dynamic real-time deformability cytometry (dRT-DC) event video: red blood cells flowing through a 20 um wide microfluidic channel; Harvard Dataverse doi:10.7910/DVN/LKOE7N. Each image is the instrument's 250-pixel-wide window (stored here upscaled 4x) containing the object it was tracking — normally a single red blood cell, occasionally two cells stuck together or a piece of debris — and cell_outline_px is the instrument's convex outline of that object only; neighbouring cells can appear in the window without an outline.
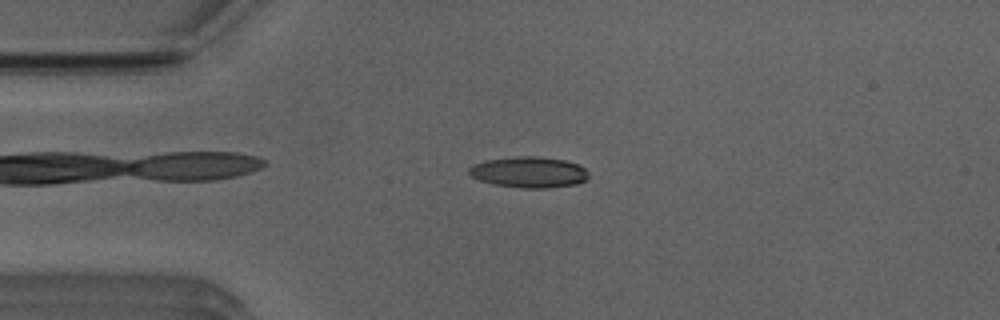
{"species": "Egyptian fruit bat (a non-hibernating species)", "species_latin": "Rousettus aegyptiacus", "temperature_condition": "room temperature", "stored_images_in_passage": 44, "camera_frame_rate_fps": 3000, "um_per_image_px": 0.085, "animal": {"sex": "male"}, "frame": {"image": 1, "passage_image": 4, "time_ms": 1.0, "image_size_px": [1000, 320], "cell_outline_px": [[588, 176], [584, 180], [576, 184], [548, 188], [520, 188], [492, 184], [480, 180], [472, 176], [468, 172], [468, 168], [472, 164], [484, 160], [516, 156], [536, 156], [564, 160], [576, 164], [584, 168], [588, 172]], "centroid_in_image_um": [44.91, 14.63], "position_along_channel_um": 40.1, "area_um2": 21.62}}
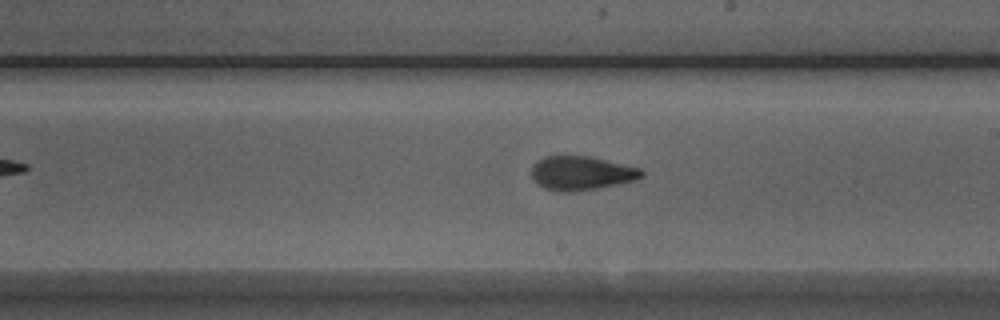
{"frame": {"image": 2, "passage_image": 21, "time_ms": 6.667, "image_size_px": [1000, 320], "cell_outline_px": [[644, 176], [636, 180], [596, 188], [572, 192], [556, 192], [544, 188], [532, 176], [532, 164], [536, 160], [544, 156], [588, 156], [640, 168], [644, 172]], "centroid_in_image_um": [49.4, 14.71], "position_along_channel_um": 239.6, "area_um2": 21.68}}
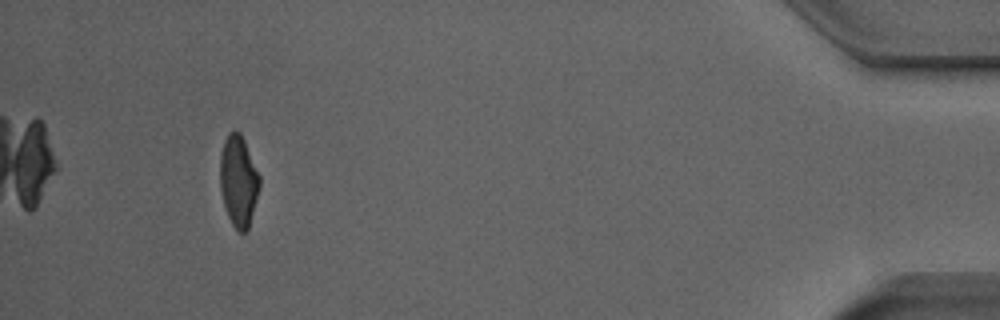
{"frame": {"image": 3, "passage_image": 40, "time_ms": 13.0, "image_size_px": [1000, 320], "cell_outline_px": [[260, 188], [248, 228], [244, 232], [240, 232], [232, 224], [228, 216], [224, 204], [220, 188], [220, 152], [224, 140], [228, 132], [240, 132], [244, 140], [260, 176]], "centroid_in_image_um": [20.27, 15.36], "position_along_channel_um": 414.9, "area_um2": 20.87}, "authors_computed_cell_mechanics": {"area_um2": 21.4149, "velocity_mm_per_s": 3.938, "shape_relaxation_time_tau1_ms": 4.1702, "shape_relaxation_time_tau2_ms": 1.651, "deformation_change_tau1": 0.1623, "deformation_change_tau2": 0.0878}}